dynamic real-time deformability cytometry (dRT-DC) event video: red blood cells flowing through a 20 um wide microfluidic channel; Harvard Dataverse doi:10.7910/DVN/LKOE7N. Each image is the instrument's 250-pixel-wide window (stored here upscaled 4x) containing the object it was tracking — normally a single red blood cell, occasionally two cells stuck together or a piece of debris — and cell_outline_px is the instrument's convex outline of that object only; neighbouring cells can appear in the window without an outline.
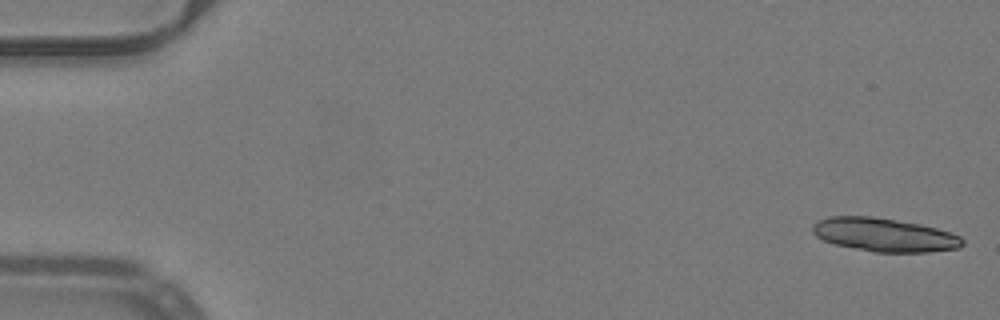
{"species": "common noctule bat (a hibernating species)", "species_latin": "Nyctalus noctula", "temperature_condition": "warm", "stored_images_in_passage": 52, "camera_frame_rate_fps": 3000, "um_per_image_px": 0.085, "animal": {"sex": "male", "body_mass_g": 19.2, "forearm_length_mm": 51.8}, "frame": {"image": 1, "passage_image": 1, "time_ms": 0.0, "image_size_px": [1000, 320], "cell_outline_px": [[964, 244], [960, 248], [928, 252], [872, 252], [836, 244], [824, 240], [816, 236], [812, 232], [812, 224], [828, 216], [872, 216], [920, 224], [936, 228], [960, 236], [964, 240]], "centroid_in_image_um": [75.17, 19.96], "position_along_channel_um": 9.8, "area_um2": 29.25}}
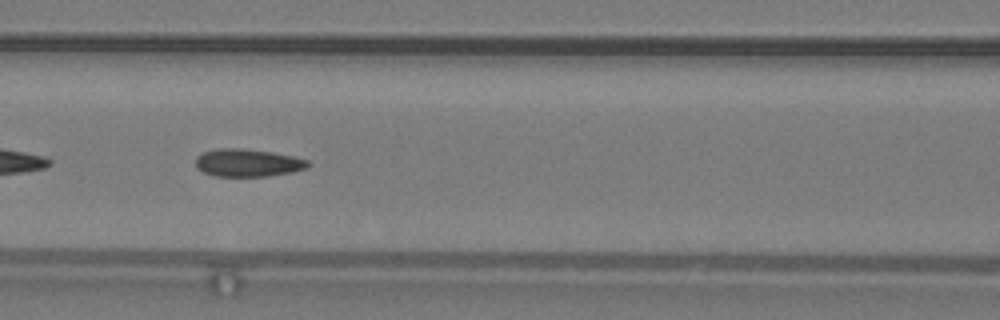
{"frame": {"image": 2, "passage_image": 23, "time_ms": 7.333, "image_size_px": [1000, 320], "cell_outline_px": [[312, 164], [308, 168], [292, 172], [268, 176], [216, 176], [204, 172], [196, 168], [196, 156], [204, 152], [216, 148], [240, 148], [272, 152], [292, 156], [308, 160]], "centroid_in_image_um": [21.07, 13.83], "position_along_channel_um": 145.5, "area_um2": 18.21}}
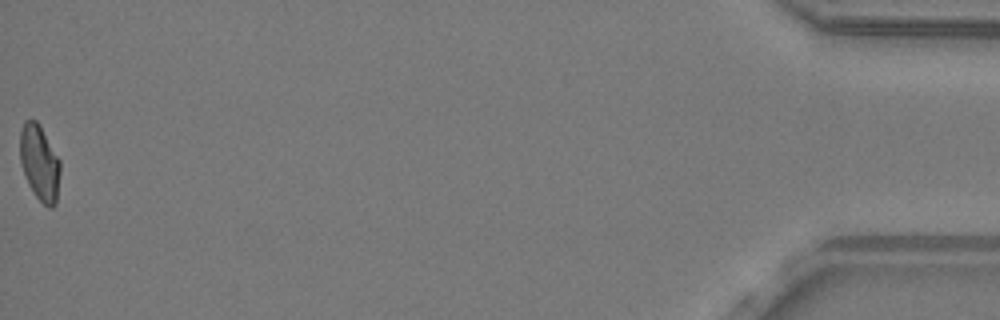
{"frame": {"image": 3, "passage_image": 52, "time_ms": 17.0, "image_size_px": [1000, 320], "cell_outline_px": [[60, 172], [56, 204], [52, 208], [48, 208], [36, 196], [28, 184], [20, 160], [20, 132], [24, 120], [36, 120], [40, 124], [60, 160]], "centroid_in_image_um": [3.37, 13.83], "position_along_channel_um": 431.8, "area_um2": 17.74}, "authors_computed_cell_mechanics": {"area_um2": 18.4093, "velocity_mm_per_s": 4.0039, "shape_relaxation_time_tau1_ms": 7.7788, "shape_relaxation_time_tau2_ms": 1.5413, "deformation_change_tau1": 0.1813, "deformation_change_tau2": 0.0705}}